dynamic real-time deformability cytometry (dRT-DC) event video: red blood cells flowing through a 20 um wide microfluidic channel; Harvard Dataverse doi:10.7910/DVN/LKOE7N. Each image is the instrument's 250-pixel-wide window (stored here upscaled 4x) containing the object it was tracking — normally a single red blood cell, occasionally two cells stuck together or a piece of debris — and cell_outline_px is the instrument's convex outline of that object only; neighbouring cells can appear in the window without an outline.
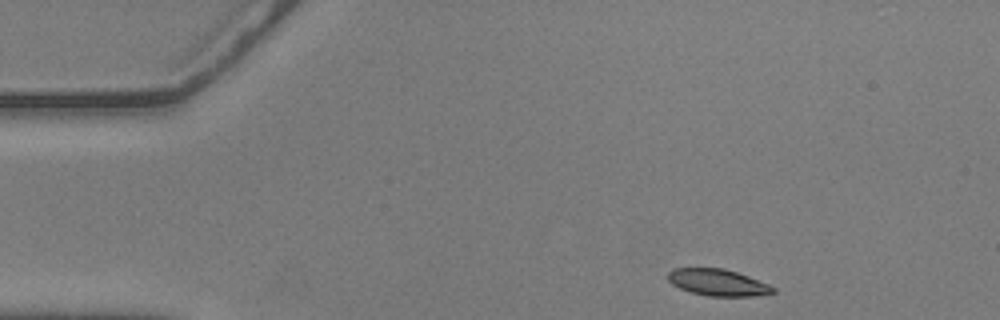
{"species": "common noctule bat (a hibernating species)", "species_latin": "Nyctalus noctula", "temperature_condition": "warm", "stored_images_in_passage": 49, "camera_frame_rate_fps": 3000, "um_per_image_px": 0.085, "animal": {"sex": "male", "body_mass_g": 20.5, "forearm_length_mm": 52.5}, "frame": {"image": 1, "passage_image": 1, "time_ms": 0.0, "image_size_px": [1000, 320], "cell_outline_px": [[776, 292], [752, 296], [708, 296], [692, 292], [680, 288], [672, 284], [668, 280], [668, 272], [672, 268], [724, 268], [748, 276], [768, 284], [776, 288]], "centroid_in_image_um": [61.01, 24.0], "position_along_channel_um": 24.0, "area_um2": 16.24}}
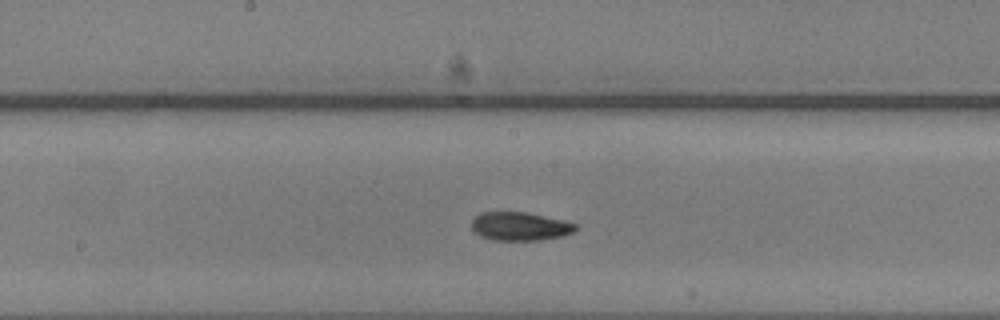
{"frame": {"image": 2, "passage_image": 22, "time_ms": 7.0, "image_size_px": [1000, 320], "cell_outline_px": [[576, 228], [572, 232], [564, 236], [540, 240], [492, 240], [480, 236], [472, 228], [472, 220], [480, 212], [528, 212], [564, 220], [576, 224]], "centroid_in_image_um": [44.2, 19.23], "position_along_channel_um": 204.0, "area_um2": 17.28}}
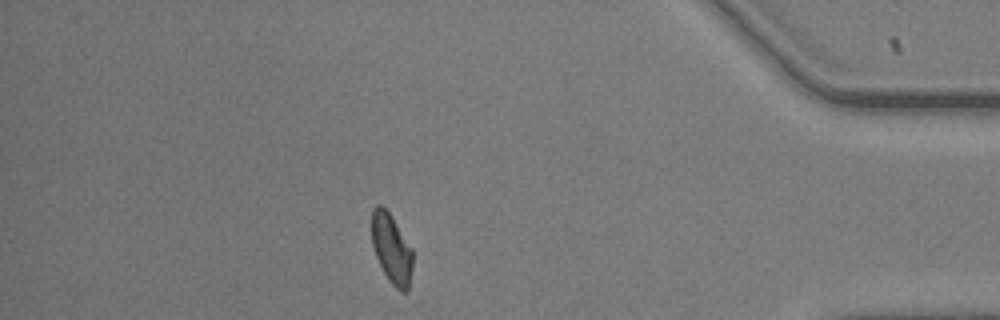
{"frame": {"image": 3, "passage_image": 42, "time_ms": 13.667, "image_size_px": [1000, 320], "cell_outline_px": [[412, 268], [408, 292], [400, 292], [388, 280], [376, 256], [372, 244], [372, 208], [376, 204], [380, 204], [388, 212], [412, 248]], "centroid_in_image_um": [33.28, 21.17], "position_along_channel_um": 401.9, "area_um2": 16.47}, "authors_computed_cell_mechanics": {"area_um2": 16.9932, "velocity_mm_per_s": 3.5874, "shape_relaxation_time_tau1_ms": 3.9979, "shape_relaxation_time_tau2_ms": 2.7806, "deformation_change_tau1": 0.1107, "deformation_change_tau2": 0.0815}}